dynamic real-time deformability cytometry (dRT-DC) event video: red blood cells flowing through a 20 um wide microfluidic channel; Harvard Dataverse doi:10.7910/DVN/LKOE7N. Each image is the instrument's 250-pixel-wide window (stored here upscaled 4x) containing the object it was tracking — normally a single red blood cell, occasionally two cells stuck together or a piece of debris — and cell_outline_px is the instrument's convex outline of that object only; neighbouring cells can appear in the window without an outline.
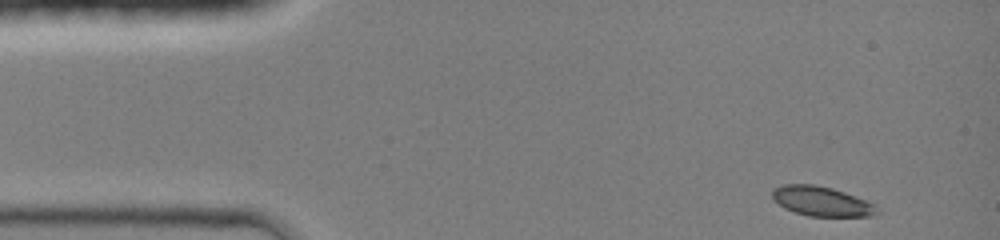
{"species": "common noctule bat (a hibernating species)", "species_latin": "Nyctalus noctula", "temperature_condition": "room temperature", "stored_images_in_passage": 39, "camera_frame_rate_fps": 3000, "um_per_image_px": 0.085, "animal": {"sex": "female", "body_mass_g": 19.0, "forearm_length_mm": 51.5}, "frame": {"image": 1, "passage_image": 1, "time_ms": 0.0, "image_size_px": [1000, 240], "cell_outline_px": [[880, 212], [872, 216], [808, 216], [784, 208], [772, 196], [772, 188], [784, 184], [812, 184], [832, 188], [844, 192], [876, 204], [880, 208]], "centroid_in_image_um": [69.87, 17.11], "position_along_channel_um": 15.1, "area_um2": 18.09}}
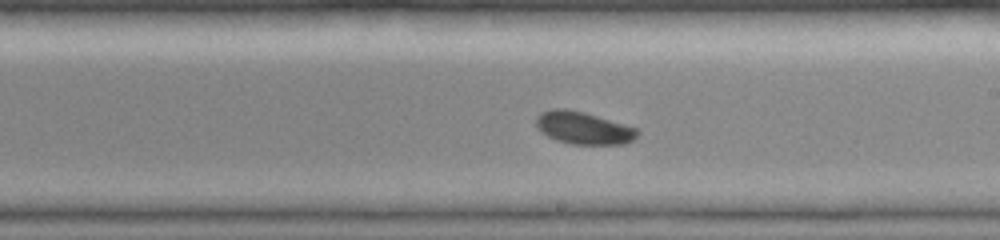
{"frame": {"image": 2, "passage_image": 23, "time_ms": 7.333, "image_size_px": [1000, 240], "cell_outline_px": [[640, 132], [632, 140], [624, 144], [572, 144], [556, 140], [540, 132], [536, 128], [536, 116], [540, 112], [552, 108], [568, 108], [584, 112], [636, 128]], "centroid_in_image_um": [49.53, 10.86], "position_along_channel_um": 239.5, "area_um2": 19.19}}
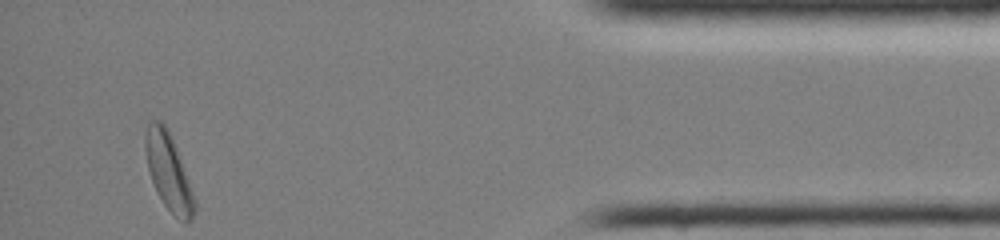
{"frame": {"image": 3, "passage_image": 39, "time_ms": 12.667, "image_size_px": [1000, 240], "cell_outline_px": [[196, 208], [192, 220], [188, 224], [176, 216], [164, 204], [152, 180], [148, 168], [144, 148], [144, 136], [148, 120], [160, 120], [168, 128], [172, 136], [188, 180], [196, 204]], "centroid_in_image_um": [14.31, 14.54], "position_along_channel_um": 420.9, "area_um2": 21.68}, "authors_computed_cell_mechanics": {"area_um2": 19.074, "velocity_mm_per_s": 4.2676, "shape_relaxation_time_tau1_ms": 2.8563, "shape_relaxation_time_tau2_ms": null, "deformation_change_tau1": 0.1296, "deformation_change_tau2": null}}